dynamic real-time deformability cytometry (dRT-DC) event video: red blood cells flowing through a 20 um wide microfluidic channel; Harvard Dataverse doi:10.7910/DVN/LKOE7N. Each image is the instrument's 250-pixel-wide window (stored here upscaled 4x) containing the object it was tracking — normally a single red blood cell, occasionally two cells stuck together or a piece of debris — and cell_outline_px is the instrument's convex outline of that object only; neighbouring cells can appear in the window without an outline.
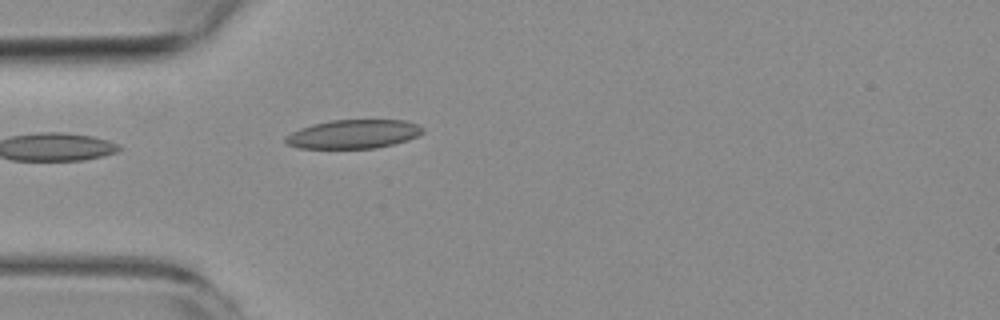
{"species": "common noctule bat (a hibernating species)", "species_latin": "Nyctalus noctula", "temperature_condition": "room temperature", "stored_images_in_passage": 4, "camera_frame_rate_fps": 3000, "um_per_image_px": 0.085, "animal": {"sex": "female", "body_mass_g": 19.3, "forearm_length_mm": 54.1}, "frame": {"image": 1, "passage_image": 4, "time_ms": 4.333, "image_size_px": [1000, 320], "cell_outline_px": [[424, 132], [408, 140], [376, 148], [300, 148], [288, 144], [284, 140], [284, 136], [300, 128], [312, 124], [328, 120], [408, 120], [424, 128]], "centroid_in_image_um": [30.04, 11.39], "position_along_channel_um": 55.0, "area_um2": 23.06}}